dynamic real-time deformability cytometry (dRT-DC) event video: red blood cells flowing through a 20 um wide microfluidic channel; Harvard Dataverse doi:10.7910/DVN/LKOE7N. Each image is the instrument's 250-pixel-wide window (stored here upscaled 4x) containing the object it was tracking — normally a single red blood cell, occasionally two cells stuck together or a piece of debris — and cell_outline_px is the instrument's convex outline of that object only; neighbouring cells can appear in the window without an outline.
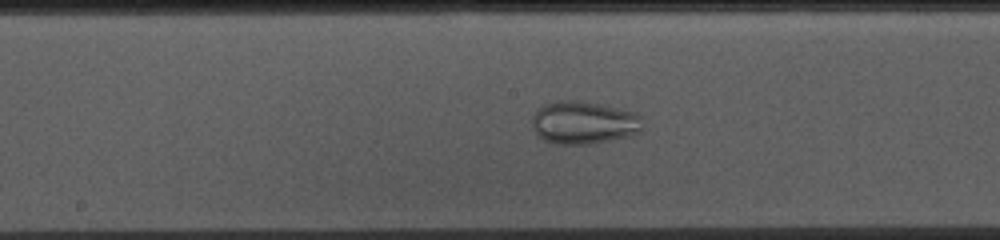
{"species": "common noctule bat (a hibernating species)", "species_latin": "Nyctalus noctula", "temperature_condition": "cold", "stored_images_in_passage": 53, "camera_frame_rate_fps": 3000, "um_per_image_px": 0.085, "animal": {"sex": "female", "body_mass_g": 10.0, "forearm_length_mm": 53.1}, "frame": {"image": 1, "passage_image": 26, "time_ms": 8.333, "image_size_px": [1000, 240], "cell_outline_px": [[640, 132], [632, 136], [588, 144], [552, 144], [536, 136], [532, 128], [532, 116], [536, 108], [544, 104], [556, 100], [576, 100], [604, 104], [636, 112], [640, 116]], "centroid_in_image_um": [49.56, 10.41], "position_along_channel_um": 198.6, "area_um2": 28.15}}
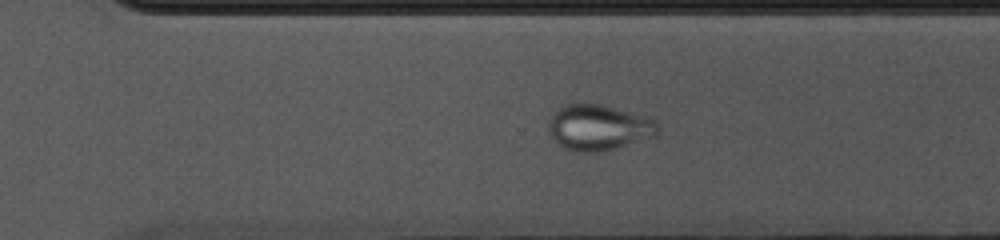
{"frame": {"image": 2, "passage_image": 36, "time_ms": 11.667, "image_size_px": [1000, 240], "cell_outline_px": [[660, 128], [656, 136], [604, 152], [580, 152], [564, 148], [548, 132], [548, 124], [552, 112], [556, 108], [564, 104], [600, 104], [648, 116], [656, 120]], "centroid_in_image_um": [50.9, 10.83], "position_along_channel_um": 319.7, "area_um2": 29.48}}
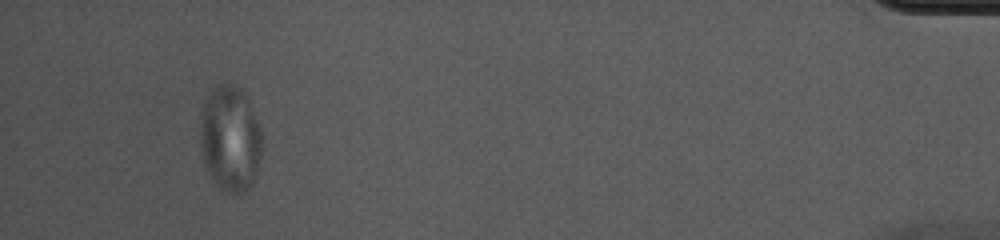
{"frame": {"image": 3, "passage_image": 50, "time_ms": 16.333, "image_size_px": [1000, 240], "cell_outline_px": [[264, 144], [256, 172], [252, 184], [244, 192], [232, 196], [220, 188], [212, 180], [204, 164], [200, 144], [200, 120], [204, 100], [216, 84], [236, 84], [240, 88], [252, 108], [260, 128]], "centroid_in_image_um": [19.56, 11.8], "position_along_channel_um": 415.6, "area_um2": 38.61}}